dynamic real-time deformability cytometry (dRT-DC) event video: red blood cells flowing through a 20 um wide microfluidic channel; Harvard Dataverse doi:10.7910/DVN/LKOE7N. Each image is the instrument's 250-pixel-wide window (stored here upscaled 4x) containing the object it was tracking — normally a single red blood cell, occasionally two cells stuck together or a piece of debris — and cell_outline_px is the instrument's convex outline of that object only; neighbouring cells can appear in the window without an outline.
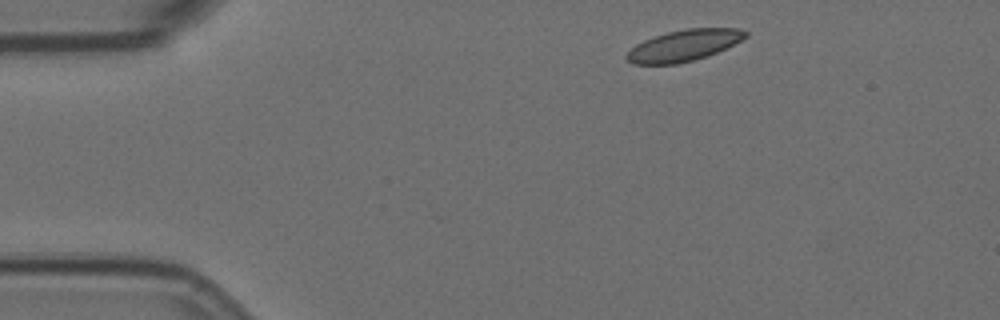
{"species": "Egyptian fruit bat (a non-hibernating species)", "species_latin": "Rousettus aegyptiacus", "temperature_condition": "room temperature", "stored_images_in_passage": 12, "camera_frame_rate_fps": 3000, "um_per_image_px": 0.085, "animal": {"sex": "female"}, "frame": {"image": 1, "passage_image": 1, "time_ms": 0.0, "image_size_px": [1000, 320], "cell_outline_px": [[748, 36], [708, 56], [676, 64], [632, 64], [624, 56], [636, 44], [644, 40], [668, 32], [688, 28], [740, 28], [748, 32]], "centroid_in_image_um": [58.12, 3.86], "position_along_channel_um": 26.9, "area_um2": 21.39}}
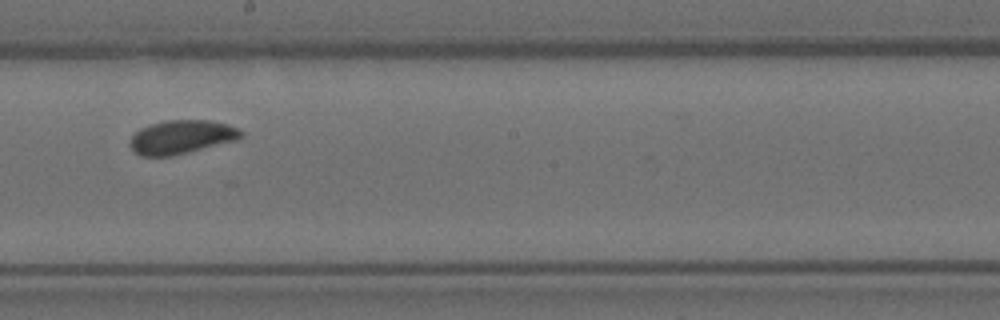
{"frame": {"image": 2, "passage_image": 7, "time_ms": 2.0, "image_size_px": [1000, 320], "cell_outline_px": [[244, 136], [236, 140], [172, 156], [140, 156], [128, 144], [132, 136], [140, 128], [152, 124], [168, 120], [208, 120], [228, 124], [240, 128], [244, 132]], "centroid_in_image_um": [15.46, 11.64], "position_along_channel_um": 232.7, "area_um2": 21.79}}
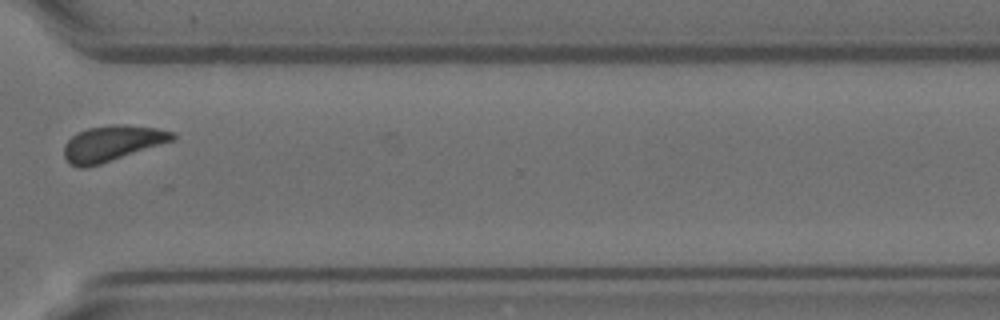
{"frame": {"image": 3, "passage_image": 10, "time_ms": 3.0, "image_size_px": [1000, 320], "cell_outline_px": [[176, 140], [88, 168], [80, 168], [72, 164], [64, 156], [64, 144], [76, 132], [88, 128], [116, 124], [124, 124], [156, 128], [176, 132]], "centroid_in_image_um": [9.56, 12.18], "position_along_channel_um": 361.0, "area_um2": 22.66}}